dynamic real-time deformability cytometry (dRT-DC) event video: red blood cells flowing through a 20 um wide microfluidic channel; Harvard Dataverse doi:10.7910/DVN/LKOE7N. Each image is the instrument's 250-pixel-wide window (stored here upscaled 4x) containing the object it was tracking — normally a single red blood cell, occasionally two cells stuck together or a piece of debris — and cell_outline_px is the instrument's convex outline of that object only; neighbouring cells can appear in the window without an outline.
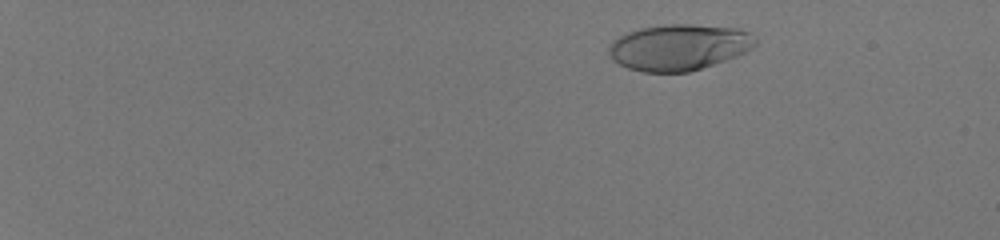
{"species": "human", "species_latin": "Homo sapiens", "temperature_condition": "room temperature", "stored_images_in_passage": 52, "camera_frame_rate_fps": 3000, "um_per_image_px": 0.085, "donor": {"sex": "male"}, "frame": {"image": 1, "passage_image": 7, "time_ms": 2.0, "image_size_px": [1000, 240], "cell_outline_px": [[756, 44], [752, 48], [736, 56], [688, 72], [644, 72], [628, 68], [612, 60], [608, 52], [608, 44], [612, 40], [628, 32], [640, 28], [664, 24], [692, 24], [736, 28], [748, 32], [756, 40]], "centroid_in_image_um": [57.66, 4.01], "position_along_channel_um": 27.3, "area_um2": 39.25}}
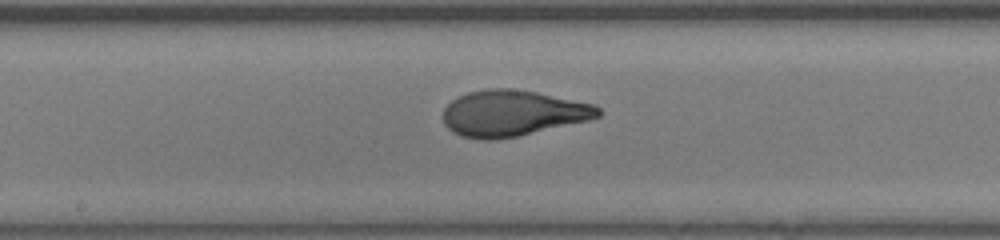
{"frame": {"image": 2, "passage_image": 32, "time_ms": 10.333, "image_size_px": [1000, 240], "cell_outline_px": [[600, 116], [588, 120], [516, 136], [492, 140], [480, 140], [460, 136], [452, 132], [444, 124], [444, 108], [452, 100], [468, 92], [488, 88], [512, 88], [536, 92], [592, 104], [600, 108]], "centroid_in_image_um": [43.52, 9.62], "position_along_channel_um": 204.7, "area_um2": 41.21}}
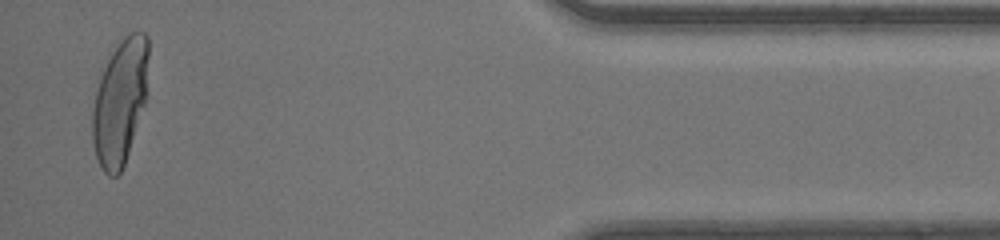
{"frame": {"image": 3, "passage_image": 51, "time_ms": 16.667, "image_size_px": [1000, 240], "cell_outline_px": [[148, 56], [144, 104], [124, 164], [120, 172], [116, 176], [108, 176], [104, 172], [96, 156], [92, 140], [92, 112], [96, 88], [100, 76], [112, 52], [120, 40], [128, 32], [144, 32], [148, 36]], "centroid_in_image_um": [10.18, 8.63], "position_along_channel_um": 425.0, "area_um2": 40.29}, "authors_computed_cell_mechanics": {"area_um2": 40.2577, "velocity_mm_per_s": 4.1775, "shape_relaxation_time_tau1_ms": 4.3431, "shape_relaxation_time_tau2_ms": null, "deformation_change_tau1": 0.2482, "deformation_change_tau2": null}}